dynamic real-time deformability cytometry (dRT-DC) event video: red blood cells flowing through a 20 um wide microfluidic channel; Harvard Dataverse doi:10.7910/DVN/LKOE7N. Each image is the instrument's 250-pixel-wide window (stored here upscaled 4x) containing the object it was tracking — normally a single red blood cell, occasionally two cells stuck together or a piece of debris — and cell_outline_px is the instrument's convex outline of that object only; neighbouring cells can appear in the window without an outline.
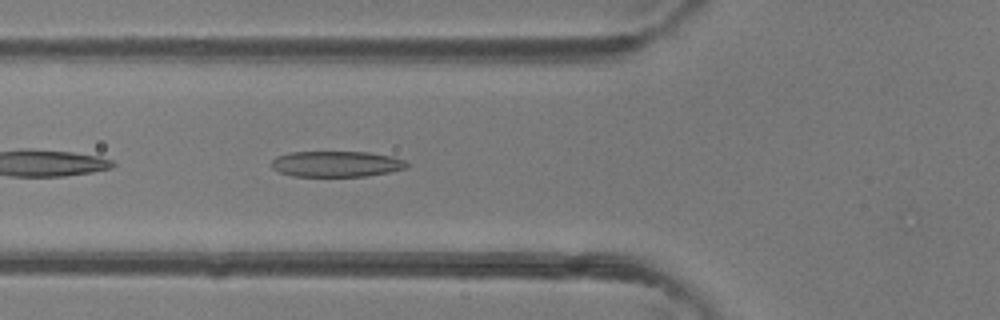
{"species": "common noctule bat (a hibernating species)", "species_latin": "Nyctalus noctula", "temperature_condition": "room temperature", "stored_images_in_passage": 35, "camera_frame_rate_fps": 3000, "um_per_image_px": 0.085, "animal": {"sex": "female"}, "frame": {"image": 1, "passage_image": 11, "time_ms": 3.333, "image_size_px": [1000, 320], "cell_outline_px": [[408, 168], [368, 176], [292, 176], [280, 172], [272, 168], [272, 160], [276, 156], [288, 152], [368, 152], [392, 156], [404, 160], [408, 164]], "centroid_in_image_um": [28.59, 13.93], "position_along_channel_um": 97.2, "area_um2": 20.4}}
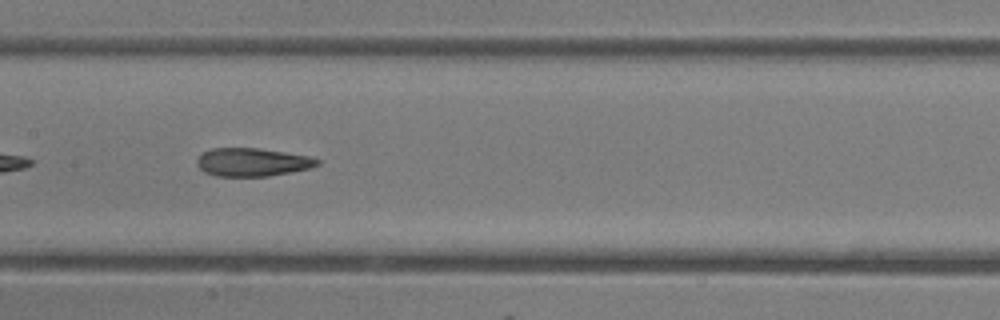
{"frame": {"image": 2, "passage_image": 17, "time_ms": 5.333, "image_size_px": [1000, 320], "cell_outline_px": [[320, 164], [312, 168], [292, 172], [268, 176], [216, 176], [204, 172], [196, 164], [196, 160], [200, 152], [212, 148], [260, 148], [308, 156], [320, 160]], "centroid_in_image_um": [21.43, 13.78], "position_along_channel_um": 186.0, "area_um2": 20.0}}
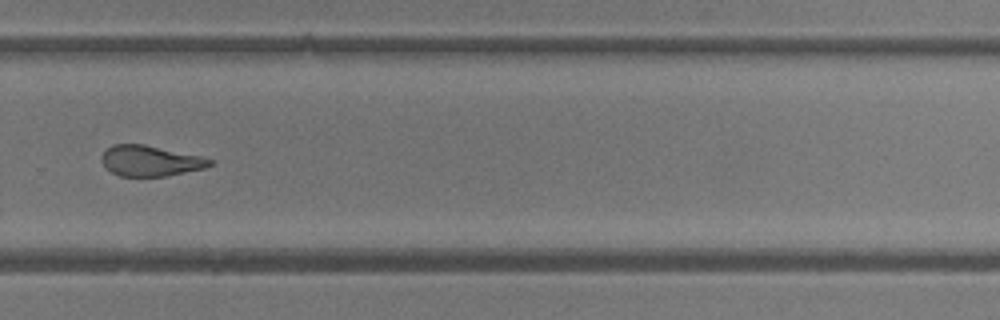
{"frame": {"image": 3, "passage_image": 26, "time_ms": 8.333, "image_size_px": [1000, 320], "cell_outline_px": [[212, 164], [204, 168], [164, 176], [120, 176], [112, 172], [100, 160], [100, 156], [112, 144], [144, 144], [200, 156], [212, 160]], "centroid_in_image_um": [12.74, 13.66], "position_along_channel_um": 317.1, "area_um2": 19.02}}